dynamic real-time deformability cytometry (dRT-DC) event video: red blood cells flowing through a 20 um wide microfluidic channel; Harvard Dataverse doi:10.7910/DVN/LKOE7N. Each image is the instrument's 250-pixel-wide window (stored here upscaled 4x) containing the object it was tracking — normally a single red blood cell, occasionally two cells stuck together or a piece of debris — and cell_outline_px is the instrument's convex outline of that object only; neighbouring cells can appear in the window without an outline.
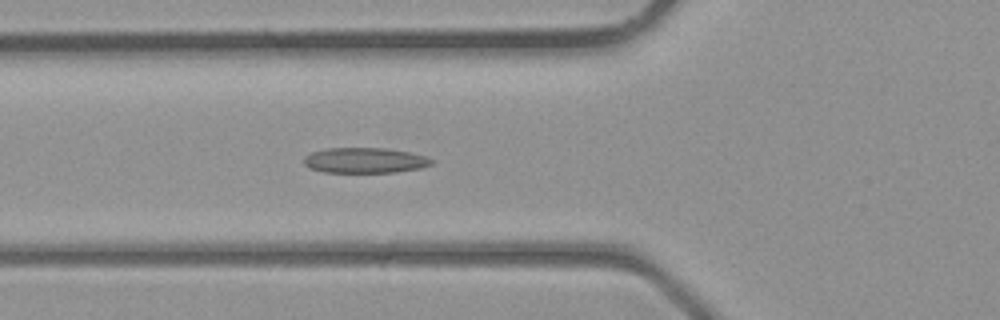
{"species": "common noctule bat (a hibernating species)", "species_latin": "Nyctalus noctula", "temperature_condition": "room temperature", "stored_images_in_passage": 36, "camera_frame_rate_fps": 3000, "um_per_image_px": 0.085, "animal": {"sex": "male", "body_mass_g": 23.1, "forearm_length_mm": 52.7}, "frame": {"image": 1, "passage_image": 11, "time_ms": 3.333, "image_size_px": [1000, 320], "cell_outline_px": [[432, 164], [420, 168], [396, 172], [324, 172], [308, 168], [304, 164], [304, 156], [312, 152], [324, 148], [384, 148], [408, 152], [424, 156], [432, 160]], "centroid_in_image_um": [30.95, 13.63], "position_along_channel_um": 94.8, "area_um2": 18.79}}
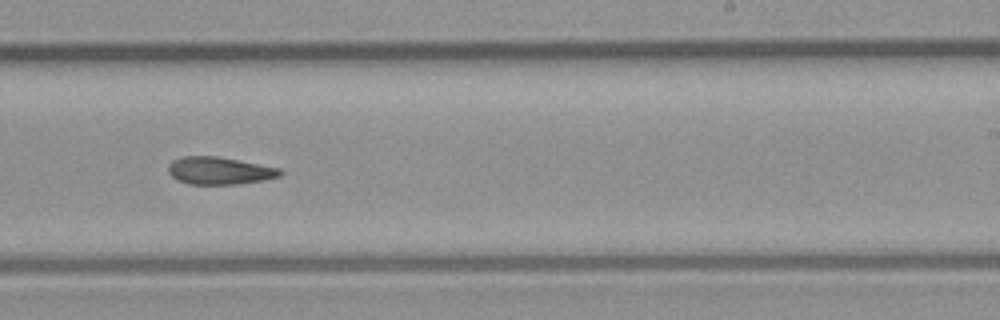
{"frame": {"image": 2, "passage_image": 21, "time_ms": 6.667, "image_size_px": [1000, 320], "cell_outline_px": [[284, 172], [280, 176], [260, 180], [236, 184], [188, 184], [176, 180], [168, 172], [168, 164], [172, 160], [180, 156], [216, 156], [280, 168]], "centroid_in_image_um": [18.6, 14.5], "position_along_channel_um": 270.4, "area_um2": 17.86}}
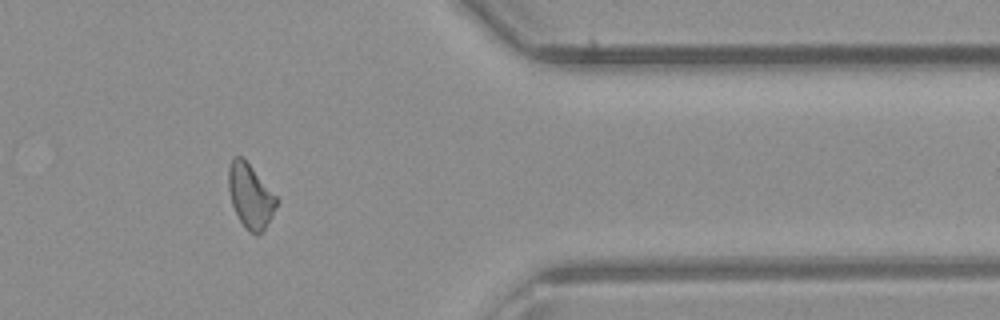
{"frame": {"image": 3, "passage_image": 29, "time_ms": 9.333, "image_size_px": [1000, 320], "cell_outline_px": [[280, 200], [272, 216], [264, 228], [256, 236], [248, 232], [244, 228], [232, 204], [228, 188], [228, 168], [232, 156], [240, 156], [252, 168]], "centroid_in_image_um": [21.28, 16.68], "position_along_channel_um": 390.1, "area_um2": 17.86}}